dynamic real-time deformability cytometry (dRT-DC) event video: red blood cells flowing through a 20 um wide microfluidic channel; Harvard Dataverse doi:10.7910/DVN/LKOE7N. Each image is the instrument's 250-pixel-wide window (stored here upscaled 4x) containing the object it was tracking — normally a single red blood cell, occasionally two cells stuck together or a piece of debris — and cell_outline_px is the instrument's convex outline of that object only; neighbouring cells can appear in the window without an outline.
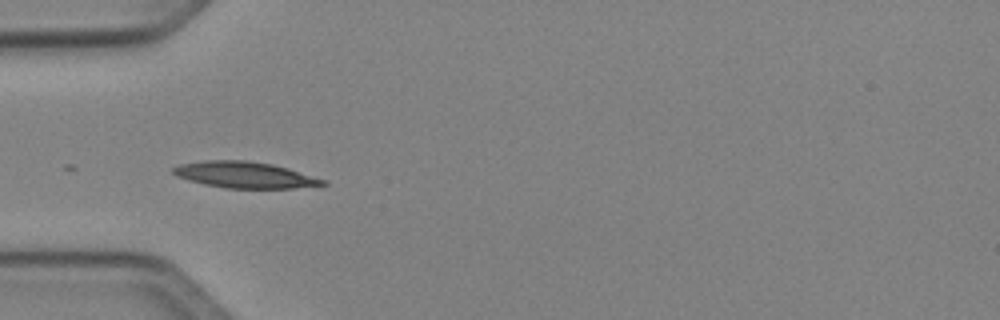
{"species": "Egyptian fruit bat (a non-hibernating species)", "species_latin": "Rousettus aegyptiacus", "temperature_condition": "cold", "stored_images_in_passage": 7, "camera_frame_rate_fps": 3000, "um_per_image_px": 0.085, "animal": {"sex": "female"}, "frame": {"image": 1, "passage_image": 5, "time_ms": 4.667, "image_size_px": [1000, 320], "cell_outline_px": [[328, 184], [292, 188], [224, 188], [204, 184], [188, 180], [176, 176], [172, 172], [172, 168], [180, 164], [204, 160], [248, 160], [272, 164], [288, 168], [324, 180]], "centroid_in_image_um": [20.74, 14.86], "position_along_channel_um": 64.3, "area_um2": 22.77}}
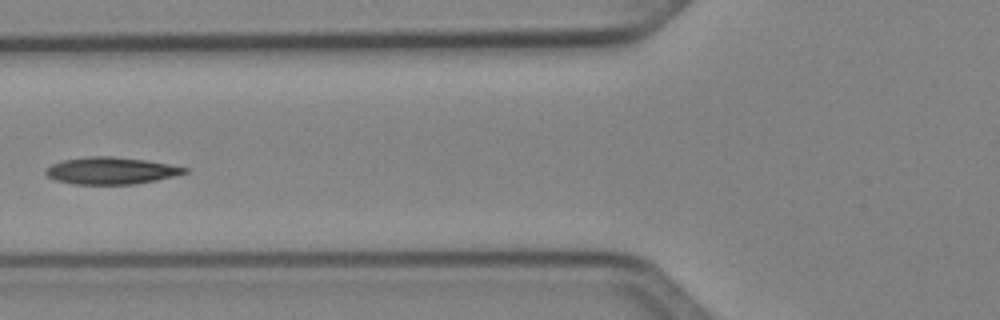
{"frame": {"image": 2, "passage_image": 6, "time_ms": 6.0, "image_size_px": [1000, 320], "cell_outline_px": [[188, 172], [156, 180], [136, 184], [72, 184], [56, 180], [48, 176], [44, 172], [52, 164], [64, 160], [88, 156], [112, 156], [144, 160], [168, 164], [188, 168]], "centroid_in_image_um": [9.42, 14.51], "position_along_channel_um": 116.4, "area_um2": 21.62}}
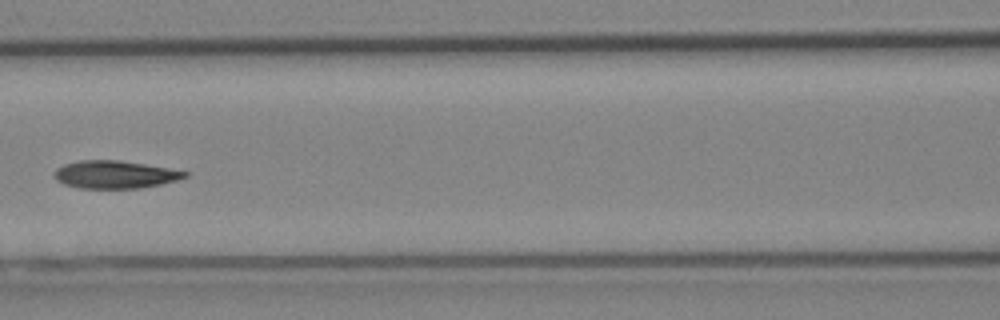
{"frame": {"image": 3, "passage_image": 7, "time_ms": 7.0, "image_size_px": [1000, 320], "cell_outline_px": [[188, 176], [176, 180], [160, 184], [140, 188], [80, 188], [64, 184], [56, 180], [52, 172], [56, 168], [64, 164], [80, 160], [120, 160], [168, 168], [188, 172]], "centroid_in_image_um": [9.72, 14.83], "position_along_channel_um": 156.9, "area_um2": 21.04}}